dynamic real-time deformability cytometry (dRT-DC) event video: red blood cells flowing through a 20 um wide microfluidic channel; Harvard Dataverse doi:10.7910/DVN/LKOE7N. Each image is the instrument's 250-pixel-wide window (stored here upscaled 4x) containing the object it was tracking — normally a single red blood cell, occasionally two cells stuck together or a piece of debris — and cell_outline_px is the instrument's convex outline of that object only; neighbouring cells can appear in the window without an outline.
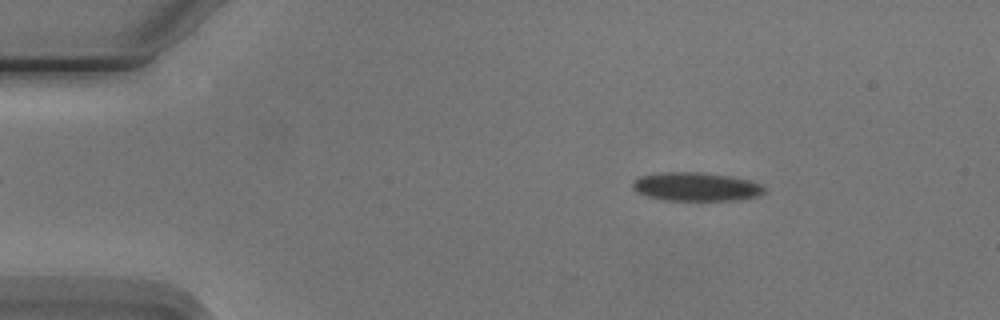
{"species": "Egyptian fruit bat (a non-hibernating species)", "species_latin": "Rousettus aegyptiacus", "temperature_condition": "cold", "stored_images_in_passage": 5, "camera_frame_rate_fps": 3000, "um_per_image_px": 0.085, "animal": {"sex": "male"}, "frame": {"image": 1, "passage_image": 2, "time_ms": 1.333, "image_size_px": [1000, 320], "cell_outline_px": [[764, 192], [756, 196], [740, 200], [664, 200], [648, 196], [636, 192], [632, 188], [632, 180], [640, 176], [664, 172], [704, 172], [728, 176], [748, 180], [760, 184], [764, 188]], "centroid_in_image_um": [59.12, 15.87], "position_along_channel_um": 25.9, "area_um2": 21.91}}
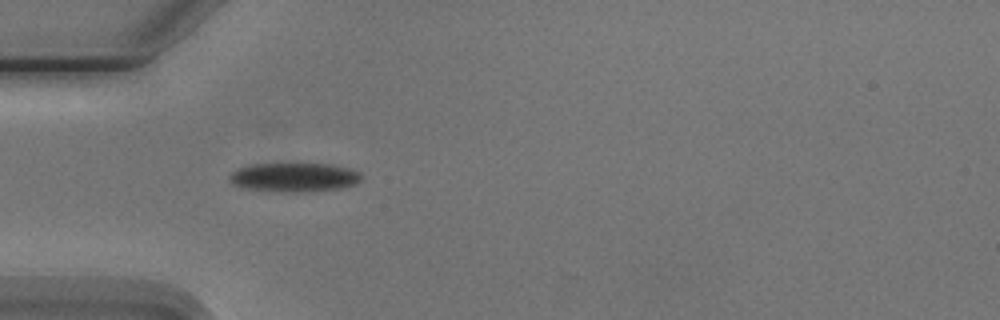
{"frame": {"image": 2, "passage_image": 4, "time_ms": 4.0, "image_size_px": [1000, 320], "cell_outline_px": [[364, 176], [356, 184], [344, 188], [304, 192], [268, 192], [240, 188], [232, 184], [228, 180], [228, 176], [232, 172], [240, 168], [252, 164], [328, 164], [348, 168], [360, 172]], "centroid_in_image_um": [24.98, 15.09], "position_along_channel_um": 60.0, "area_um2": 22.77}}
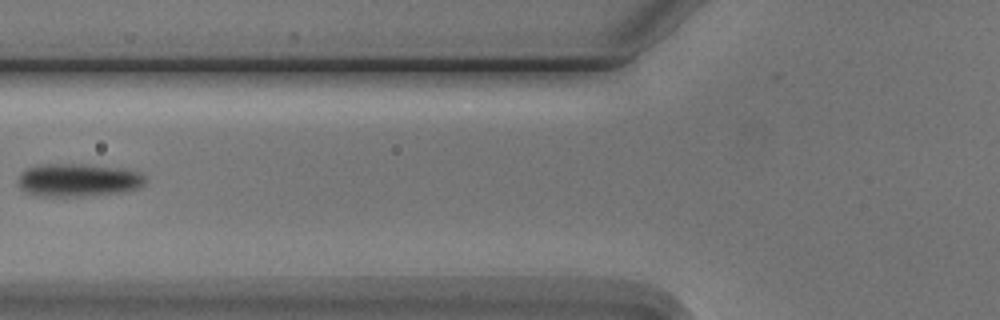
{"frame": {"image": 3, "passage_image": 5, "time_ms": 5.667, "image_size_px": [1000, 320], "cell_outline_px": [[148, 180], [140, 188], [124, 192], [84, 196], [36, 196], [24, 192], [20, 188], [20, 172], [28, 168], [44, 164], [84, 164], [116, 168], [136, 172], [144, 176]], "centroid_in_image_um": [6.64, 15.32], "position_along_channel_um": 119.2, "area_um2": 24.39}}